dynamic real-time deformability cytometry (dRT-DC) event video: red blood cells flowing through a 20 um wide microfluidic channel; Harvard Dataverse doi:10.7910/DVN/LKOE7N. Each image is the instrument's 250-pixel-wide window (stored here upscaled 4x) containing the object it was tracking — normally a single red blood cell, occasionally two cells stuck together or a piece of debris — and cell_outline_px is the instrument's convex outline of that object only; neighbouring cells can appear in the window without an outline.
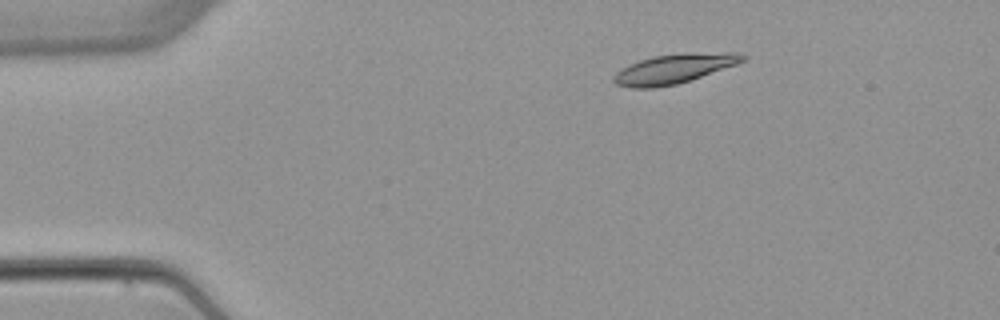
{"species": "common noctule bat (a hibernating species)", "species_latin": "Nyctalus noctula", "temperature_condition": "warm", "stored_images_in_passage": 5, "camera_frame_rate_fps": 3000, "um_per_image_px": 0.085, "animal": {"sex": "female", "body_mass_g": 22.7, "forearm_length_mm": 54.2}, "frame": {"image": 1, "passage_image": 3, "time_ms": 2.333, "image_size_px": [1000, 320], "cell_outline_px": [[748, 56], [744, 60], [736, 64], [676, 84], [652, 88], [632, 88], [616, 84], [612, 80], [612, 76], [616, 72], [628, 64], [640, 60], [656, 56], [692, 52], [740, 52]], "centroid_in_image_um": [57.28, 5.83], "position_along_channel_um": 27.7, "area_um2": 21.96}}